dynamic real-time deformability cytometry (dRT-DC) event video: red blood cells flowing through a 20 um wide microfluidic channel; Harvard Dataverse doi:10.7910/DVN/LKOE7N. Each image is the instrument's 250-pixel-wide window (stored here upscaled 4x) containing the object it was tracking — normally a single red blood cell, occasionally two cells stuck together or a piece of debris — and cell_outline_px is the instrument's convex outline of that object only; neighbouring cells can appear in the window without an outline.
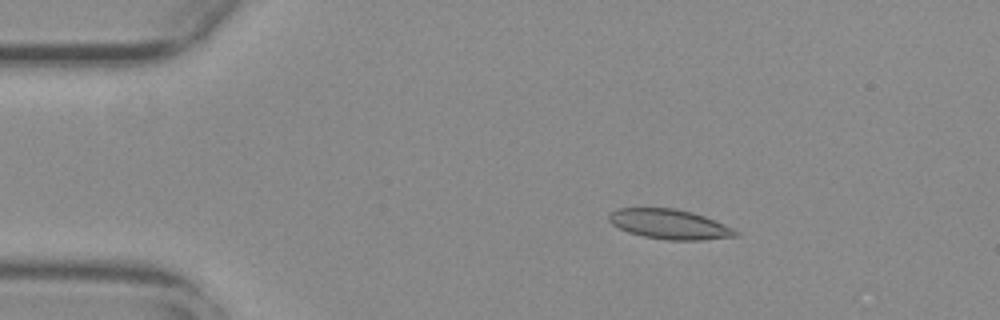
{"species": "common noctule bat (a hibernating species)", "species_latin": "Nyctalus noctula", "temperature_condition": "warm", "stored_images_in_passage": 46, "camera_frame_rate_fps": 3000, "um_per_image_px": 0.085, "animal": {"sex": "female", "body_mass_g": 29.2, "forearm_length_mm": 56.3}, "frame": {"image": 1, "passage_image": 1, "time_ms": 0.0, "image_size_px": [1000, 320], "cell_outline_px": [[740, 236], [700, 240], [668, 240], [644, 236], [628, 232], [612, 224], [608, 220], [608, 212], [616, 208], [676, 208], [692, 212], [704, 216], [724, 224], [740, 232]], "centroid_in_image_um": [56.9, 19.05], "position_along_channel_um": 28.1, "area_um2": 22.08}}
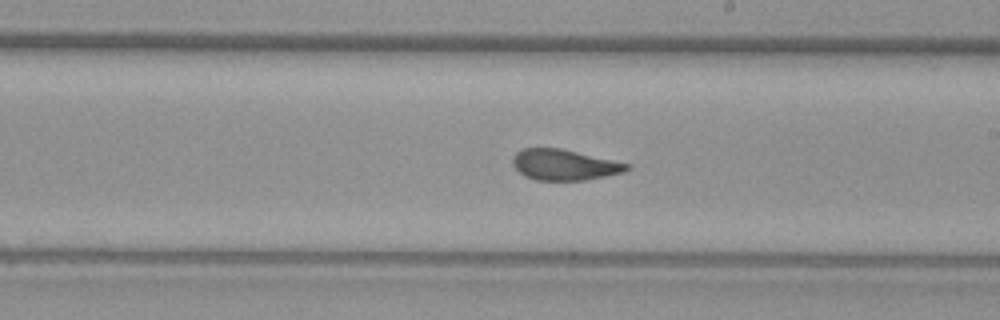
{"frame": {"image": 2, "passage_image": 23, "time_ms": 7.333, "image_size_px": [1000, 320], "cell_outline_px": [[632, 168], [624, 172], [584, 180], [536, 180], [524, 176], [512, 164], [512, 156], [516, 152], [524, 148], [560, 148], [632, 164]], "centroid_in_image_um": [47.98, 14.0], "position_along_channel_um": 241.0, "area_um2": 20.52}}
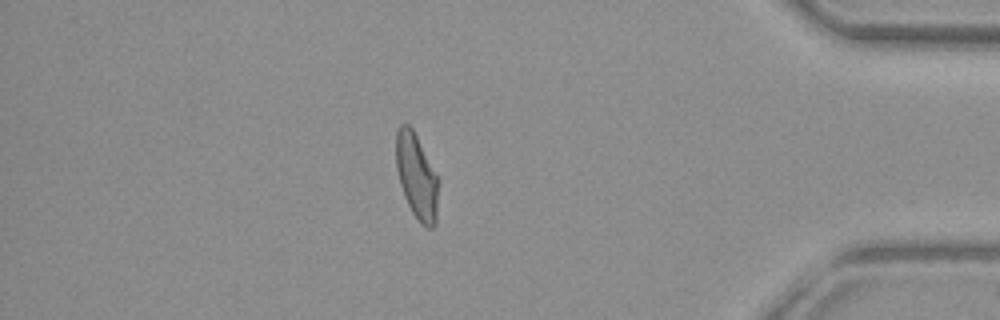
{"frame": {"image": 3, "passage_image": 39, "time_ms": 12.667, "image_size_px": [1000, 320], "cell_outline_px": [[440, 180], [436, 224], [432, 228], [428, 228], [420, 224], [412, 212], [404, 196], [400, 184], [396, 168], [396, 132], [400, 124], [408, 124], [412, 128]], "centroid_in_image_um": [35.44, 15.03], "position_along_channel_um": 399.8, "area_um2": 21.33}, "authors_computed_cell_mechanics": {"area_um2": 21.4727, "velocity_mm_per_s": 3.7495, "shape_relaxation_time_tau1_ms": null, "shape_relaxation_time_tau2_ms": 1.3542, "deformation_change_tau1": null, "deformation_change_tau2": 0.0586}}